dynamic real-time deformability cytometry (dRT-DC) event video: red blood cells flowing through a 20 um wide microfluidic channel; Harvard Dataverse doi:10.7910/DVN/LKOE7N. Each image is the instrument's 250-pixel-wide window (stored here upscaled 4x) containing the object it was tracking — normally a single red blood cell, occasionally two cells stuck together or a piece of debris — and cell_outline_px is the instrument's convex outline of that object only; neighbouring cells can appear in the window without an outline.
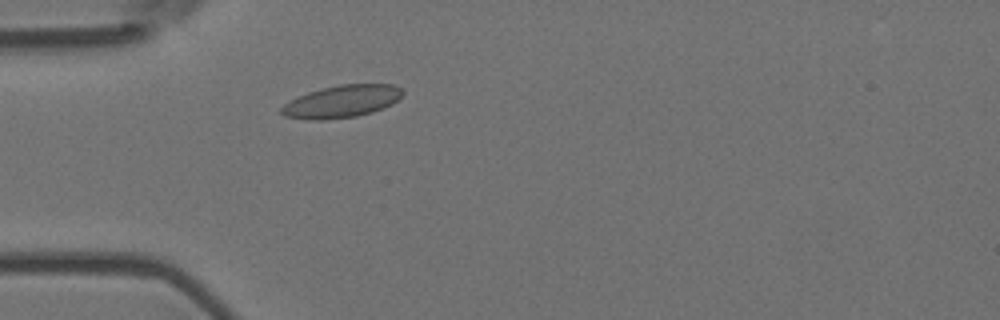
{"species": "Egyptian fruit bat (a non-hibernating species)", "species_latin": "Rousettus aegyptiacus", "temperature_condition": "room temperature", "stored_images_in_passage": 3, "camera_frame_rate_fps": 3000, "um_per_image_px": 0.085, "animal": {"sex": "female"}, "frame": {"image": 1, "passage_image": 3, "time_ms": 0.667, "image_size_px": [1000, 320], "cell_outline_px": [[404, 92], [392, 104], [372, 112], [356, 116], [324, 120], [308, 120], [284, 116], [280, 112], [280, 108], [284, 104], [296, 96], [320, 88], [340, 84], [392, 84], [400, 88]], "centroid_in_image_um": [29.0, 8.62], "position_along_channel_um": 56.0, "area_um2": 22.95}}